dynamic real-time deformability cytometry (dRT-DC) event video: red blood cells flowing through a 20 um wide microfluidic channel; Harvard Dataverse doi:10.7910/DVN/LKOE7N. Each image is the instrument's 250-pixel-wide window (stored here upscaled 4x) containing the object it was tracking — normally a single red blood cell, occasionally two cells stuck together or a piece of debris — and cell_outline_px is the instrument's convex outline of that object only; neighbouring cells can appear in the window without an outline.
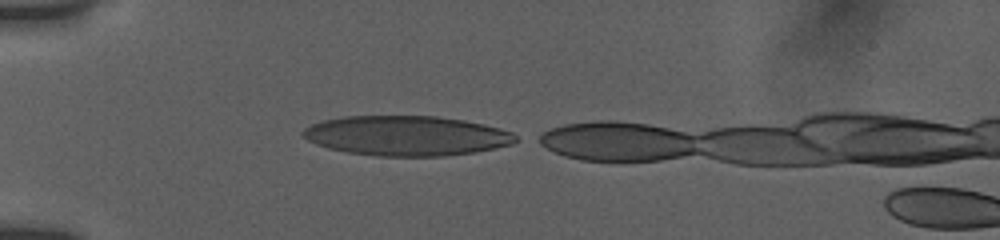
{"species": "human", "species_latin": "Homo sapiens", "temperature_condition": "room temperature", "stored_images_in_passage": 7, "camera_frame_rate_fps": 3000, "um_per_image_px": 0.085, "donor": {"sex": "female"}, "frame": {"image": 1, "passage_image": 1, "time_ms": 0.0, "image_size_px": [1000, 240], "cell_outline_px": [[516, 140], [512, 144], [496, 148], [476, 152], [444, 156], [376, 156], [348, 152], [328, 148], [316, 144], [308, 140], [300, 132], [304, 128], [312, 124], [324, 120], [344, 116], [436, 116], [464, 120], [484, 124], [500, 128], [512, 132], [516, 136]], "centroid_in_image_um": [34.55, 11.54], "position_along_channel_um": 50.4, "area_um2": 49.48}}